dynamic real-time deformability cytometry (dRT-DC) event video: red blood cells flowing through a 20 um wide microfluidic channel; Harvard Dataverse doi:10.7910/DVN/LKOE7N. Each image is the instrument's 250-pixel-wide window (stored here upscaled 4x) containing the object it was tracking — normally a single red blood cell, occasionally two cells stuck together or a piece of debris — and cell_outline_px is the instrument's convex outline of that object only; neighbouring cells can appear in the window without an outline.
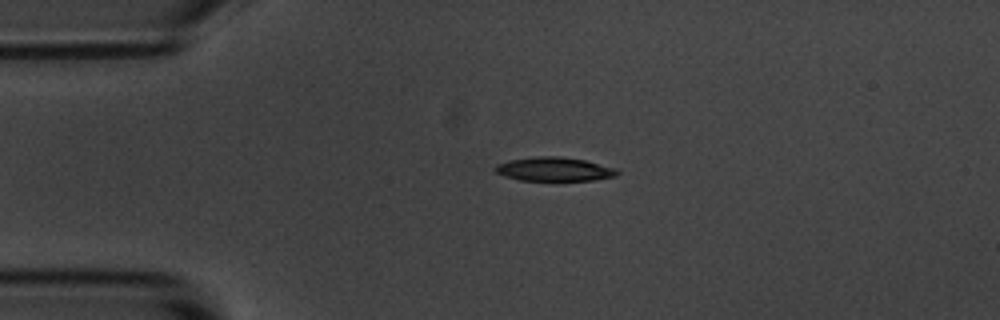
{"species": "common noctule bat (a hibernating species)", "species_latin": "Nyctalus noctula", "temperature_condition": "room temperature", "stored_images_in_passage": 2, "camera_frame_rate_fps": 3000, "um_per_image_px": 0.085, "animal": {"sex": "male", "body_mass_g": 20.1, "forearm_length_mm": 53.5}, "frame": {"image": 1, "passage_image": 1, "time_ms": 0.0, "image_size_px": [1000, 320], "cell_outline_px": [[620, 172], [616, 176], [592, 180], [520, 180], [504, 176], [496, 172], [492, 168], [496, 164], [508, 160], [536, 156], [560, 156], [584, 160], [616, 168]], "centroid_in_image_um": [47.08, 14.37], "position_along_channel_um": 37.9, "area_um2": 16.99}}